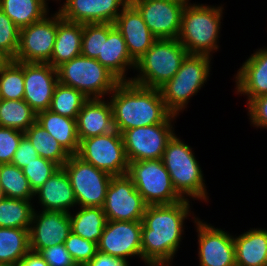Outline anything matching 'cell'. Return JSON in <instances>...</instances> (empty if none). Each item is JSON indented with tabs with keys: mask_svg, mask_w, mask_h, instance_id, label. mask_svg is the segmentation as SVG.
Masks as SVG:
<instances>
[{
	"mask_svg": "<svg viewBox=\"0 0 267 266\" xmlns=\"http://www.w3.org/2000/svg\"><path fill=\"white\" fill-rule=\"evenodd\" d=\"M191 213L190 201L186 199L170 205H147L141 239L145 265H171L184 234V221Z\"/></svg>",
	"mask_w": 267,
	"mask_h": 266,
	"instance_id": "6da1fadb",
	"label": "cell"
},
{
	"mask_svg": "<svg viewBox=\"0 0 267 266\" xmlns=\"http://www.w3.org/2000/svg\"><path fill=\"white\" fill-rule=\"evenodd\" d=\"M115 130L164 123L172 113L166 108L158 88H148L131 81L119 82L109 95Z\"/></svg>",
	"mask_w": 267,
	"mask_h": 266,
	"instance_id": "7a4b0ae2",
	"label": "cell"
},
{
	"mask_svg": "<svg viewBox=\"0 0 267 266\" xmlns=\"http://www.w3.org/2000/svg\"><path fill=\"white\" fill-rule=\"evenodd\" d=\"M223 5L187 2L181 15L179 42L188 54L212 56L219 49Z\"/></svg>",
	"mask_w": 267,
	"mask_h": 266,
	"instance_id": "3957f363",
	"label": "cell"
},
{
	"mask_svg": "<svg viewBox=\"0 0 267 266\" xmlns=\"http://www.w3.org/2000/svg\"><path fill=\"white\" fill-rule=\"evenodd\" d=\"M194 154L192 148L175 134L165 147L162 161L176 192L183 199L206 203L209 196L204 174Z\"/></svg>",
	"mask_w": 267,
	"mask_h": 266,
	"instance_id": "277c9868",
	"label": "cell"
},
{
	"mask_svg": "<svg viewBox=\"0 0 267 266\" xmlns=\"http://www.w3.org/2000/svg\"><path fill=\"white\" fill-rule=\"evenodd\" d=\"M178 39H156L146 53L136 61L137 77L131 82L148 88H159L173 78L187 56Z\"/></svg>",
	"mask_w": 267,
	"mask_h": 266,
	"instance_id": "5b68a950",
	"label": "cell"
},
{
	"mask_svg": "<svg viewBox=\"0 0 267 266\" xmlns=\"http://www.w3.org/2000/svg\"><path fill=\"white\" fill-rule=\"evenodd\" d=\"M211 60L207 55L187 54L176 75L158 88L172 114L179 116V112L187 108L190 98L205 86L210 77Z\"/></svg>",
	"mask_w": 267,
	"mask_h": 266,
	"instance_id": "8992f818",
	"label": "cell"
},
{
	"mask_svg": "<svg viewBox=\"0 0 267 266\" xmlns=\"http://www.w3.org/2000/svg\"><path fill=\"white\" fill-rule=\"evenodd\" d=\"M57 69L58 82L81 91L86 97L104 98L120 82L94 58L79 55Z\"/></svg>",
	"mask_w": 267,
	"mask_h": 266,
	"instance_id": "52a82bcc",
	"label": "cell"
},
{
	"mask_svg": "<svg viewBox=\"0 0 267 266\" xmlns=\"http://www.w3.org/2000/svg\"><path fill=\"white\" fill-rule=\"evenodd\" d=\"M126 175L147 205H170L184 200L176 192L162 159L129 162Z\"/></svg>",
	"mask_w": 267,
	"mask_h": 266,
	"instance_id": "ba28073f",
	"label": "cell"
},
{
	"mask_svg": "<svg viewBox=\"0 0 267 266\" xmlns=\"http://www.w3.org/2000/svg\"><path fill=\"white\" fill-rule=\"evenodd\" d=\"M69 176L78 207H103L112 175L71 155L62 166Z\"/></svg>",
	"mask_w": 267,
	"mask_h": 266,
	"instance_id": "9c48e42d",
	"label": "cell"
},
{
	"mask_svg": "<svg viewBox=\"0 0 267 266\" xmlns=\"http://www.w3.org/2000/svg\"><path fill=\"white\" fill-rule=\"evenodd\" d=\"M76 155L112 176L127 174L129 162L122 134L117 130L80 140Z\"/></svg>",
	"mask_w": 267,
	"mask_h": 266,
	"instance_id": "30bf717a",
	"label": "cell"
},
{
	"mask_svg": "<svg viewBox=\"0 0 267 266\" xmlns=\"http://www.w3.org/2000/svg\"><path fill=\"white\" fill-rule=\"evenodd\" d=\"M172 114L164 123L127 129L122 133L128 162L162 159L165 147L176 134Z\"/></svg>",
	"mask_w": 267,
	"mask_h": 266,
	"instance_id": "8fae6325",
	"label": "cell"
},
{
	"mask_svg": "<svg viewBox=\"0 0 267 266\" xmlns=\"http://www.w3.org/2000/svg\"><path fill=\"white\" fill-rule=\"evenodd\" d=\"M57 34V11L49 17L20 29L19 45L14 61L49 63Z\"/></svg>",
	"mask_w": 267,
	"mask_h": 266,
	"instance_id": "7c38bea8",
	"label": "cell"
},
{
	"mask_svg": "<svg viewBox=\"0 0 267 266\" xmlns=\"http://www.w3.org/2000/svg\"><path fill=\"white\" fill-rule=\"evenodd\" d=\"M146 207L127 175L112 177L102 207L107 220L142 222Z\"/></svg>",
	"mask_w": 267,
	"mask_h": 266,
	"instance_id": "4fadbf2b",
	"label": "cell"
},
{
	"mask_svg": "<svg viewBox=\"0 0 267 266\" xmlns=\"http://www.w3.org/2000/svg\"><path fill=\"white\" fill-rule=\"evenodd\" d=\"M156 39H177L181 29L183 0H130Z\"/></svg>",
	"mask_w": 267,
	"mask_h": 266,
	"instance_id": "5bb4252c",
	"label": "cell"
},
{
	"mask_svg": "<svg viewBox=\"0 0 267 266\" xmlns=\"http://www.w3.org/2000/svg\"><path fill=\"white\" fill-rule=\"evenodd\" d=\"M198 240L200 266H236L233 235L193 217Z\"/></svg>",
	"mask_w": 267,
	"mask_h": 266,
	"instance_id": "9a60e30c",
	"label": "cell"
},
{
	"mask_svg": "<svg viewBox=\"0 0 267 266\" xmlns=\"http://www.w3.org/2000/svg\"><path fill=\"white\" fill-rule=\"evenodd\" d=\"M141 239L142 222L107 220L97 244L98 251L126 261L133 256L142 260Z\"/></svg>",
	"mask_w": 267,
	"mask_h": 266,
	"instance_id": "2e32d148",
	"label": "cell"
},
{
	"mask_svg": "<svg viewBox=\"0 0 267 266\" xmlns=\"http://www.w3.org/2000/svg\"><path fill=\"white\" fill-rule=\"evenodd\" d=\"M69 213L35 209L29 229L30 251L64 244L71 233Z\"/></svg>",
	"mask_w": 267,
	"mask_h": 266,
	"instance_id": "e0dca14e",
	"label": "cell"
},
{
	"mask_svg": "<svg viewBox=\"0 0 267 266\" xmlns=\"http://www.w3.org/2000/svg\"><path fill=\"white\" fill-rule=\"evenodd\" d=\"M57 83V69L49 63L24 62L23 100L36 113L49 109Z\"/></svg>",
	"mask_w": 267,
	"mask_h": 266,
	"instance_id": "ac0fdd59",
	"label": "cell"
},
{
	"mask_svg": "<svg viewBox=\"0 0 267 266\" xmlns=\"http://www.w3.org/2000/svg\"><path fill=\"white\" fill-rule=\"evenodd\" d=\"M130 0H65L58 12L74 23H112Z\"/></svg>",
	"mask_w": 267,
	"mask_h": 266,
	"instance_id": "d6986e66",
	"label": "cell"
},
{
	"mask_svg": "<svg viewBox=\"0 0 267 266\" xmlns=\"http://www.w3.org/2000/svg\"><path fill=\"white\" fill-rule=\"evenodd\" d=\"M114 25L123 36L128 53L135 62L156 40L139 11L131 3L121 11Z\"/></svg>",
	"mask_w": 267,
	"mask_h": 266,
	"instance_id": "ffe728a7",
	"label": "cell"
},
{
	"mask_svg": "<svg viewBox=\"0 0 267 266\" xmlns=\"http://www.w3.org/2000/svg\"><path fill=\"white\" fill-rule=\"evenodd\" d=\"M96 60L120 82L131 81V78L126 75L128 69L135 70L136 62L129 55L120 31L112 23H103L102 56H98Z\"/></svg>",
	"mask_w": 267,
	"mask_h": 266,
	"instance_id": "44dd1931",
	"label": "cell"
},
{
	"mask_svg": "<svg viewBox=\"0 0 267 266\" xmlns=\"http://www.w3.org/2000/svg\"><path fill=\"white\" fill-rule=\"evenodd\" d=\"M234 76L236 92L247 95V103L267 94V47L254 51Z\"/></svg>",
	"mask_w": 267,
	"mask_h": 266,
	"instance_id": "7402d4cb",
	"label": "cell"
},
{
	"mask_svg": "<svg viewBox=\"0 0 267 266\" xmlns=\"http://www.w3.org/2000/svg\"><path fill=\"white\" fill-rule=\"evenodd\" d=\"M42 210L61 211L70 213V209L77 207L74 190L69 176L63 167H60L45 183L34 192Z\"/></svg>",
	"mask_w": 267,
	"mask_h": 266,
	"instance_id": "603a6c76",
	"label": "cell"
},
{
	"mask_svg": "<svg viewBox=\"0 0 267 266\" xmlns=\"http://www.w3.org/2000/svg\"><path fill=\"white\" fill-rule=\"evenodd\" d=\"M79 141L115 130L112 107L105 98H90L82 106L76 119Z\"/></svg>",
	"mask_w": 267,
	"mask_h": 266,
	"instance_id": "cb8c5ba5",
	"label": "cell"
},
{
	"mask_svg": "<svg viewBox=\"0 0 267 266\" xmlns=\"http://www.w3.org/2000/svg\"><path fill=\"white\" fill-rule=\"evenodd\" d=\"M83 24L62 19L57 12V34L49 64L54 68L81 55Z\"/></svg>",
	"mask_w": 267,
	"mask_h": 266,
	"instance_id": "d4e9b609",
	"label": "cell"
},
{
	"mask_svg": "<svg viewBox=\"0 0 267 266\" xmlns=\"http://www.w3.org/2000/svg\"><path fill=\"white\" fill-rule=\"evenodd\" d=\"M236 266H265L267 262V230L251 228L233 237Z\"/></svg>",
	"mask_w": 267,
	"mask_h": 266,
	"instance_id": "484cf974",
	"label": "cell"
},
{
	"mask_svg": "<svg viewBox=\"0 0 267 266\" xmlns=\"http://www.w3.org/2000/svg\"><path fill=\"white\" fill-rule=\"evenodd\" d=\"M36 122L56 139L70 154H77L79 139L77 135L76 119L61 116L50 110L37 113Z\"/></svg>",
	"mask_w": 267,
	"mask_h": 266,
	"instance_id": "4316f807",
	"label": "cell"
},
{
	"mask_svg": "<svg viewBox=\"0 0 267 266\" xmlns=\"http://www.w3.org/2000/svg\"><path fill=\"white\" fill-rule=\"evenodd\" d=\"M78 212L69 213L71 231L84 239L98 244L107 223L102 207H80Z\"/></svg>",
	"mask_w": 267,
	"mask_h": 266,
	"instance_id": "83f0119b",
	"label": "cell"
},
{
	"mask_svg": "<svg viewBox=\"0 0 267 266\" xmlns=\"http://www.w3.org/2000/svg\"><path fill=\"white\" fill-rule=\"evenodd\" d=\"M48 0H0V8L22 29L49 14Z\"/></svg>",
	"mask_w": 267,
	"mask_h": 266,
	"instance_id": "f1b7e54d",
	"label": "cell"
},
{
	"mask_svg": "<svg viewBox=\"0 0 267 266\" xmlns=\"http://www.w3.org/2000/svg\"><path fill=\"white\" fill-rule=\"evenodd\" d=\"M29 251V229L0 227V264L17 266Z\"/></svg>",
	"mask_w": 267,
	"mask_h": 266,
	"instance_id": "f546056e",
	"label": "cell"
},
{
	"mask_svg": "<svg viewBox=\"0 0 267 266\" xmlns=\"http://www.w3.org/2000/svg\"><path fill=\"white\" fill-rule=\"evenodd\" d=\"M37 154L62 167L71 156L39 123L35 122L25 132Z\"/></svg>",
	"mask_w": 267,
	"mask_h": 266,
	"instance_id": "4dcf8cb0",
	"label": "cell"
},
{
	"mask_svg": "<svg viewBox=\"0 0 267 266\" xmlns=\"http://www.w3.org/2000/svg\"><path fill=\"white\" fill-rule=\"evenodd\" d=\"M32 200L0 199V227L30 229L34 205Z\"/></svg>",
	"mask_w": 267,
	"mask_h": 266,
	"instance_id": "1f68e13d",
	"label": "cell"
},
{
	"mask_svg": "<svg viewBox=\"0 0 267 266\" xmlns=\"http://www.w3.org/2000/svg\"><path fill=\"white\" fill-rule=\"evenodd\" d=\"M36 119L37 113L23 99H0V126L25 132Z\"/></svg>",
	"mask_w": 267,
	"mask_h": 266,
	"instance_id": "d6a6232c",
	"label": "cell"
},
{
	"mask_svg": "<svg viewBox=\"0 0 267 266\" xmlns=\"http://www.w3.org/2000/svg\"><path fill=\"white\" fill-rule=\"evenodd\" d=\"M88 99L81 91L58 82L48 110L61 116L77 119L78 113Z\"/></svg>",
	"mask_w": 267,
	"mask_h": 266,
	"instance_id": "836d02e7",
	"label": "cell"
},
{
	"mask_svg": "<svg viewBox=\"0 0 267 266\" xmlns=\"http://www.w3.org/2000/svg\"><path fill=\"white\" fill-rule=\"evenodd\" d=\"M0 183L4 197L33 200L34 192L22 169L12 164H0Z\"/></svg>",
	"mask_w": 267,
	"mask_h": 266,
	"instance_id": "e575fe53",
	"label": "cell"
},
{
	"mask_svg": "<svg viewBox=\"0 0 267 266\" xmlns=\"http://www.w3.org/2000/svg\"><path fill=\"white\" fill-rule=\"evenodd\" d=\"M24 98V62L9 59L0 67V99Z\"/></svg>",
	"mask_w": 267,
	"mask_h": 266,
	"instance_id": "d590c367",
	"label": "cell"
},
{
	"mask_svg": "<svg viewBox=\"0 0 267 266\" xmlns=\"http://www.w3.org/2000/svg\"><path fill=\"white\" fill-rule=\"evenodd\" d=\"M60 167L47 159L38 157L33 162L22 168V172L29 181L30 187L35 192L48 180Z\"/></svg>",
	"mask_w": 267,
	"mask_h": 266,
	"instance_id": "8d00e7d4",
	"label": "cell"
},
{
	"mask_svg": "<svg viewBox=\"0 0 267 266\" xmlns=\"http://www.w3.org/2000/svg\"><path fill=\"white\" fill-rule=\"evenodd\" d=\"M64 245L78 266H86L98 251L97 243L73 232L69 234Z\"/></svg>",
	"mask_w": 267,
	"mask_h": 266,
	"instance_id": "74e56055",
	"label": "cell"
},
{
	"mask_svg": "<svg viewBox=\"0 0 267 266\" xmlns=\"http://www.w3.org/2000/svg\"><path fill=\"white\" fill-rule=\"evenodd\" d=\"M103 23L83 24L81 55L96 59L102 56Z\"/></svg>",
	"mask_w": 267,
	"mask_h": 266,
	"instance_id": "f35d334b",
	"label": "cell"
},
{
	"mask_svg": "<svg viewBox=\"0 0 267 266\" xmlns=\"http://www.w3.org/2000/svg\"><path fill=\"white\" fill-rule=\"evenodd\" d=\"M20 29L0 8V50L9 58L14 59L19 45Z\"/></svg>",
	"mask_w": 267,
	"mask_h": 266,
	"instance_id": "ab89813d",
	"label": "cell"
},
{
	"mask_svg": "<svg viewBox=\"0 0 267 266\" xmlns=\"http://www.w3.org/2000/svg\"><path fill=\"white\" fill-rule=\"evenodd\" d=\"M24 132L0 126V164H11Z\"/></svg>",
	"mask_w": 267,
	"mask_h": 266,
	"instance_id": "60d3db41",
	"label": "cell"
},
{
	"mask_svg": "<svg viewBox=\"0 0 267 266\" xmlns=\"http://www.w3.org/2000/svg\"><path fill=\"white\" fill-rule=\"evenodd\" d=\"M38 254L44 258L48 266H78L64 244L41 249Z\"/></svg>",
	"mask_w": 267,
	"mask_h": 266,
	"instance_id": "b9f144b4",
	"label": "cell"
},
{
	"mask_svg": "<svg viewBox=\"0 0 267 266\" xmlns=\"http://www.w3.org/2000/svg\"><path fill=\"white\" fill-rule=\"evenodd\" d=\"M247 106L251 124L257 128L267 129V94L252 98Z\"/></svg>",
	"mask_w": 267,
	"mask_h": 266,
	"instance_id": "7bdbcfd3",
	"label": "cell"
},
{
	"mask_svg": "<svg viewBox=\"0 0 267 266\" xmlns=\"http://www.w3.org/2000/svg\"><path fill=\"white\" fill-rule=\"evenodd\" d=\"M39 155L37 154L36 149L31 144L29 139L24 135L19 143V146L14 154L12 165H15L22 169L27 164L33 162L37 159Z\"/></svg>",
	"mask_w": 267,
	"mask_h": 266,
	"instance_id": "ee69618b",
	"label": "cell"
},
{
	"mask_svg": "<svg viewBox=\"0 0 267 266\" xmlns=\"http://www.w3.org/2000/svg\"><path fill=\"white\" fill-rule=\"evenodd\" d=\"M129 261L97 251L86 266H129Z\"/></svg>",
	"mask_w": 267,
	"mask_h": 266,
	"instance_id": "f6af8a7d",
	"label": "cell"
},
{
	"mask_svg": "<svg viewBox=\"0 0 267 266\" xmlns=\"http://www.w3.org/2000/svg\"><path fill=\"white\" fill-rule=\"evenodd\" d=\"M17 266H48V264L41 255L29 251Z\"/></svg>",
	"mask_w": 267,
	"mask_h": 266,
	"instance_id": "bcb514c9",
	"label": "cell"
},
{
	"mask_svg": "<svg viewBox=\"0 0 267 266\" xmlns=\"http://www.w3.org/2000/svg\"><path fill=\"white\" fill-rule=\"evenodd\" d=\"M9 58L0 50V67H2Z\"/></svg>",
	"mask_w": 267,
	"mask_h": 266,
	"instance_id": "7dc6e473",
	"label": "cell"
},
{
	"mask_svg": "<svg viewBox=\"0 0 267 266\" xmlns=\"http://www.w3.org/2000/svg\"><path fill=\"white\" fill-rule=\"evenodd\" d=\"M4 197V194H3V191H2V188H1V183H0V199Z\"/></svg>",
	"mask_w": 267,
	"mask_h": 266,
	"instance_id": "c3c4849f",
	"label": "cell"
},
{
	"mask_svg": "<svg viewBox=\"0 0 267 266\" xmlns=\"http://www.w3.org/2000/svg\"><path fill=\"white\" fill-rule=\"evenodd\" d=\"M0 266H13V265H9V264H0Z\"/></svg>",
	"mask_w": 267,
	"mask_h": 266,
	"instance_id": "681fc988",
	"label": "cell"
}]
</instances>
